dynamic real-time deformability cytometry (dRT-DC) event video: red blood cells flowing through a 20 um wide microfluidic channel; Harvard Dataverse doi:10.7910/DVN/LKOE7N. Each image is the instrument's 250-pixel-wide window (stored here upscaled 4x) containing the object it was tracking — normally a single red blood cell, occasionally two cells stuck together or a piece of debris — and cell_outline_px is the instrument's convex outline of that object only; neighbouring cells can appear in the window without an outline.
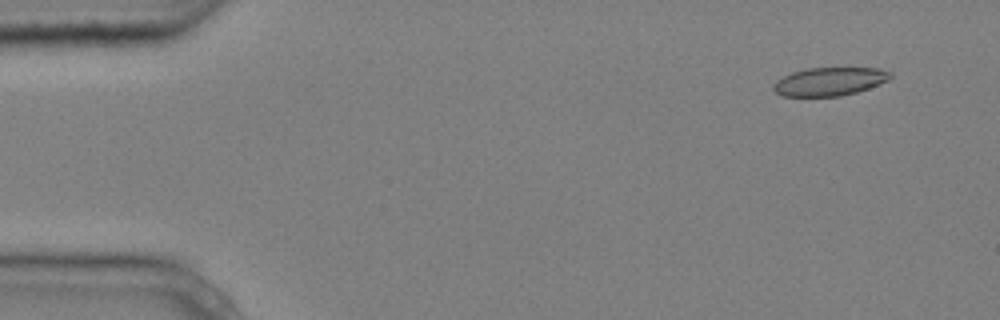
{"species": "common noctule bat (a hibernating species)", "species_latin": "Nyctalus noctula", "temperature_condition": "cold", "stored_images_in_passage": 4, "camera_frame_rate_fps": 3000, "um_per_image_px": 0.085, "animal": {"sex": "male", "body_mass_g": 20.4}, "frame": {"image": 1, "passage_image": 1, "time_ms": 0.0, "image_size_px": [1000, 320], "cell_outline_px": [[892, 76], [888, 80], [880, 84], [856, 92], [840, 96], [784, 96], [776, 92], [772, 88], [772, 84], [776, 80], [792, 72], [808, 68], [880, 68], [892, 72]], "centroid_in_image_um": [70.52, 6.92], "position_along_channel_um": 14.5, "area_um2": 19.31}}
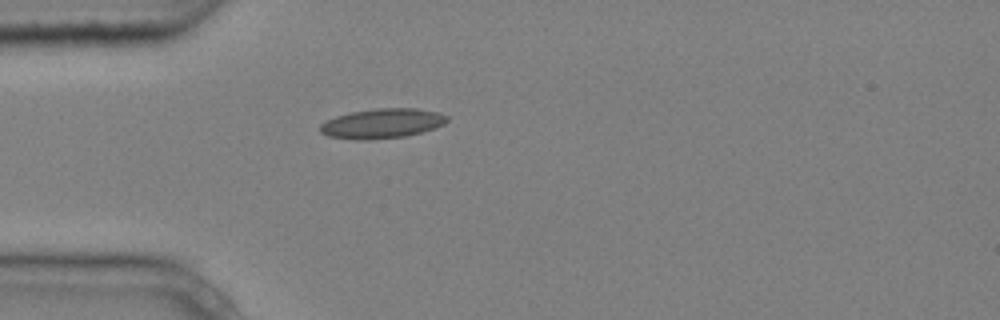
{"frame": {"image": 2, "passage_image": 4, "time_ms": 1.0, "image_size_px": [1000, 320], "cell_outline_px": [[448, 120], [444, 124], [420, 132], [404, 136], [328, 136], [320, 132], [320, 124], [336, 116], [348, 112], [376, 108], [416, 108], [436, 112], [448, 116]], "centroid_in_image_um": [32.53, 10.41], "position_along_channel_um": 52.5, "area_um2": 20.63}}